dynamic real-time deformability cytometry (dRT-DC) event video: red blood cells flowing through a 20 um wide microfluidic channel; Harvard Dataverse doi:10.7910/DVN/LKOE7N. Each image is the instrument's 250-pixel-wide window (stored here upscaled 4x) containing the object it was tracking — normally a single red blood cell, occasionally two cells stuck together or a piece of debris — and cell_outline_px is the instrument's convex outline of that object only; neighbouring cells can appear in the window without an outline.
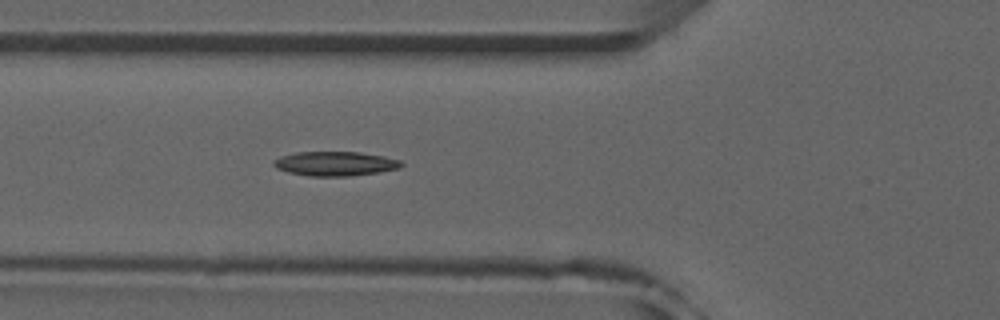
{"species": "common noctule bat (a hibernating species)", "species_latin": "Nyctalus noctula", "temperature_condition": "room temperature", "stored_images_in_passage": 40, "camera_frame_rate_fps": 3000, "um_per_image_px": 0.085, "animal": {"sex": "male", "forearm_length_mm": 52.5}, "frame": {"image": 1, "passage_image": 7, "time_ms": 2.0, "image_size_px": [1000, 320], "cell_outline_px": [[404, 164], [400, 168], [380, 172], [352, 176], [308, 176], [288, 172], [276, 168], [272, 164], [272, 160], [280, 156], [296, 152], [360, 152], [384, 156], [400, 160]], "centroid_in_image_um": [28.48, 13.91], "position_along_channel_um": 97.3, "area_um2": 18.32}}